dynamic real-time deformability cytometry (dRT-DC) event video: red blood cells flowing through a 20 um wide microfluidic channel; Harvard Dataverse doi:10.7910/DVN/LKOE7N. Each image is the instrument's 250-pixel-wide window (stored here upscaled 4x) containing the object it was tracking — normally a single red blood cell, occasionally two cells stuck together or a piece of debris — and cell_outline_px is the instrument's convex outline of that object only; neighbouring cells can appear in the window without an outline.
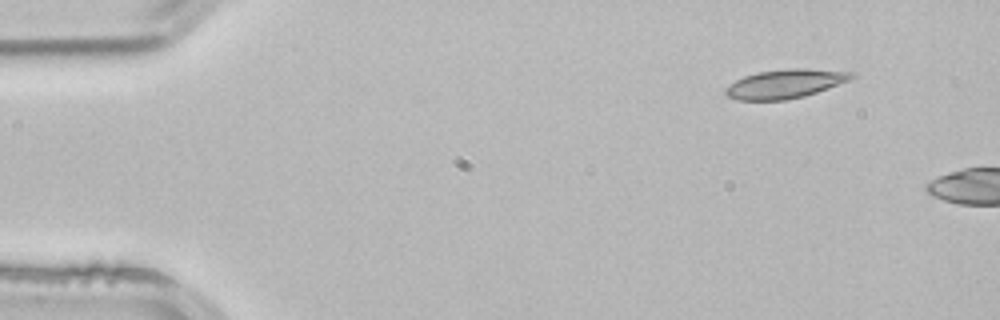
{"species": "common noctule bat (a hibernating species)", "species_latin": "Nyctalus noctula", "temperature_condition": "room temperature", "stored_images_in_passage": 2, "camera_frame_rate_fps": 3000, "um_per_image_px": 0.085, "animal": {"sex": "male", "body_mass_g": 21.5, "forearm_length_mm": 52.0}, "frame": {"image": 1, "passage_image": 1, "time_ms": 0.0, "image_size_px": [1000, 320], "cell_outline_px": [[856, 76], [848, 80], [816, 92], [804, 96], [784, 100], [736, 100], [728, 96], [724, 92], [724, 88], [728, 84], [744, 76], [756, 72], [788, 68], [808, 68], [852, 72]], "centroid_in_image_um": [66.68, 7.11], "position_along_channel_um": 18.3, "area_um2": 21.21}}